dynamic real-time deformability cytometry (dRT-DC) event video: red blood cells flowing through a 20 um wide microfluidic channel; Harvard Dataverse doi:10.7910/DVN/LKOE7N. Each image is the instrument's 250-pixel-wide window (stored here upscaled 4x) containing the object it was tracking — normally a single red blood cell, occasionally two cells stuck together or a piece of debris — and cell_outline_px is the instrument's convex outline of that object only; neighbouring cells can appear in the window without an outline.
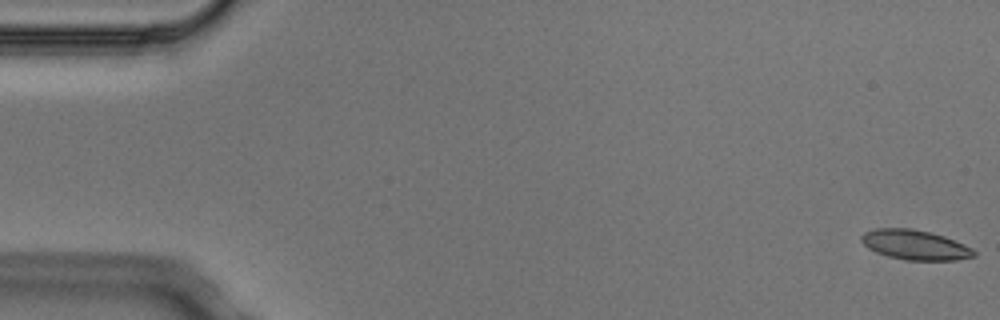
{"species": "Egyptian fruit bat (a non-hibernating species)", "species_latin": "Rousettus aegyptiacus", "temperature_condition": "cold", "stored_images_in_passage": 4, "camera_frame_rate_fps": 3000, "um_per_image_px": 0.085, "animal": {"sex": "male"}, "frame": {"image": 1, "passage_image": 1, "time_ms": 0.0, "image_size_px": [1000, 320], "cell_outline_px": [[976, 256], [956, 260], [908, 260], [888, 256], [876, 252], [868, 248], [860, 240], [860, 236], [864, 232], [876, 228], [908, 228], [928, 232], [944, 236], [964, 244], [972, 248], [976, 252]], "centroid_in_image_um": [77.77, 20.81], "position_along_channel_um": 7.2, "area_um2": 19.48}}
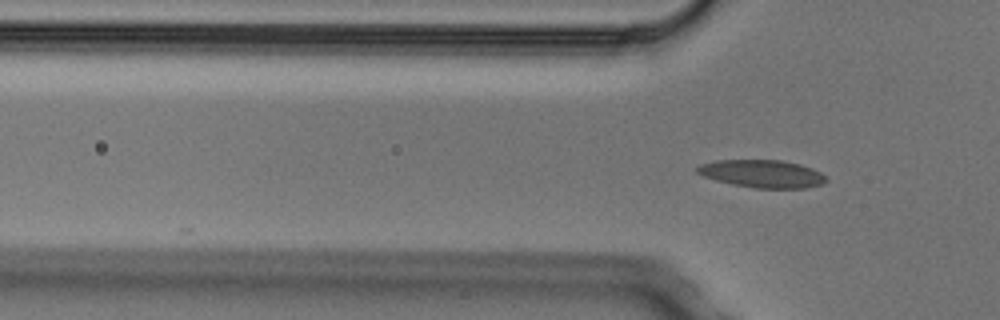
{"frame": {"image": 2, "passage_image": 4, "time_ms": 1.0, "image_size_px": [1000, 320], "cell_outline_px": [[828, 180], [824, 184], [804, 188], [756, 188], [732, 184], [716, 180], [704, 176], [696, 172], [692, 168], [700, 164], [716, 160], [784, 160], [800, 164], [812, 168], [820, 172]], "centroid_in_image_um": [64.77, 14.76], "position_along_channel_um": 61.0, "area_um2": 20.98}}